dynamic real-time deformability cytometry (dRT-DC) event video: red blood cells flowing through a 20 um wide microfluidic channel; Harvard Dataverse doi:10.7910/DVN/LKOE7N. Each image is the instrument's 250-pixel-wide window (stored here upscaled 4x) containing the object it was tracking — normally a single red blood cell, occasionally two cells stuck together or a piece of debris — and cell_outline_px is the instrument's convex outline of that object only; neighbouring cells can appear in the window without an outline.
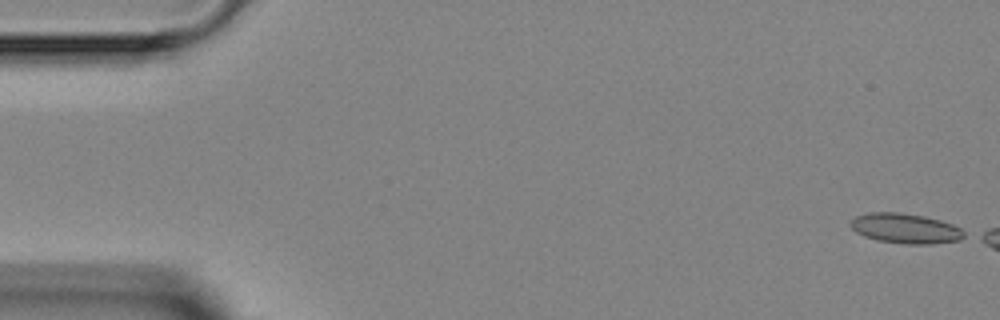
{"species": "Egyptian fruit bat (a non-hibernating species)", "species_latin": "Rousettus aegyptiacus", "temperature_condition": "room temperature", "stored_images_in_passage": 4, "camera_frame_rate_fps": 3000, "um_per_image_px": 0.085, "animal": {"sex": "female"}, "frame": {"image": 1, "passage_image": 1, "time_ms": 0.0, "image_size_px": [1000, 320], "cell_outline_px": [[968, 236], [960, 240], [932, 244], [908, 244], [880, 240], [864, 236], [856, 232], [848, 224], [856, 216], [868, 212], [900, 212], [924, 216], [940, 220], [952, 224], [968, 232]], "centroid_in_image_um": [77.01, 19.41], "position_along_channel_um": 8.0, "area_um2": 20.0}}